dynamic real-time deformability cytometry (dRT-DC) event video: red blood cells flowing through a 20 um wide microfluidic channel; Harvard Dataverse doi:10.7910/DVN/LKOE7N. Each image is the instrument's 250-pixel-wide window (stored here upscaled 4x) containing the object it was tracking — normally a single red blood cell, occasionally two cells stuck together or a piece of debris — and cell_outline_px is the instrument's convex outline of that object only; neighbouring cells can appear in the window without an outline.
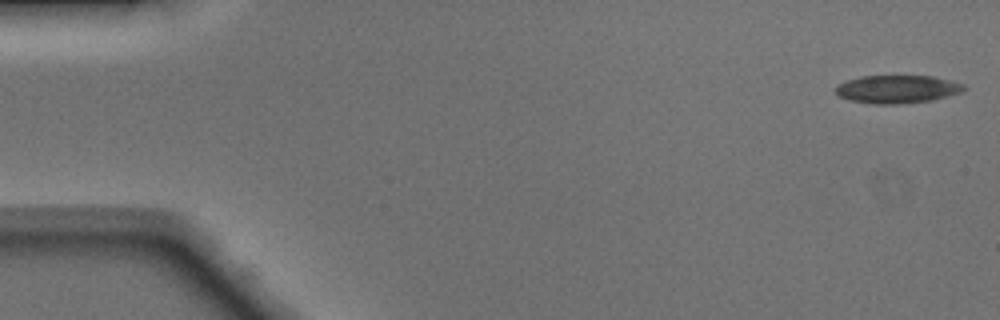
{"species": "Egyptian fruit bat (a non-hibernating species)", "species_latin": "Rousettus aegyptiacus", "temperature_condition": "warm", "stored_images_in_passage": 48, "camera_frame_rate_fps": 3000, "um_per_image_px": 0.085, "animal": {"sex": "male"}, "frame": {"image": 1, "passage_image": 1, "time_ms": 0.0, "image_size_px": [1000, 320], "cell_outline_px": [[968, 88], [960, 92], [932, 100], [900, 104], [872, 104], [848, 100], [836, 96], [836, 88], [840, 84], [848, 80], [860, 76], [932, 76], [964, 84]], "centroid_in_image_um": [76.24, 7.59], "position_along_channel_um": 8.8, "area_um2": 20.92}}
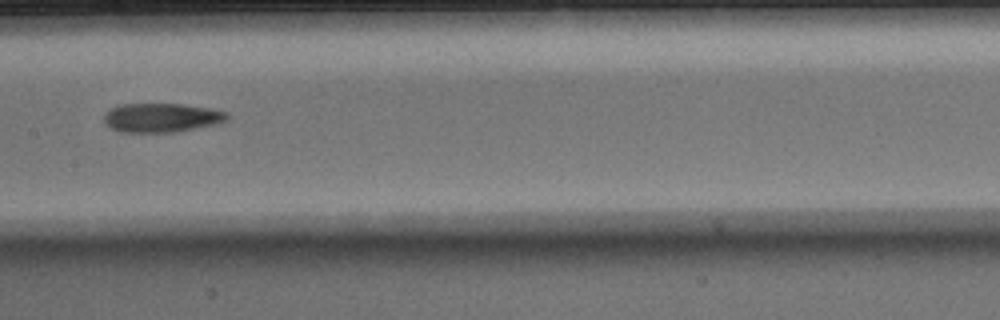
{"frame": {"image": 2, "passage_image": 24, "time_ms": 7.667, "image_size_px": [1000, 320], "cell_outline_px": [[228, 116], [224, 120], [216, 124], [176, 132], [120, 132], [112, 128], [104, 120], [104, 116], [112, 108], [120, 104], [180, 104], [208, 108], [228, 112]], "centroid_in_image_um": [13.73, 10.0], "position_along_channel_um": 193.7, "area_um2": 20.52}}
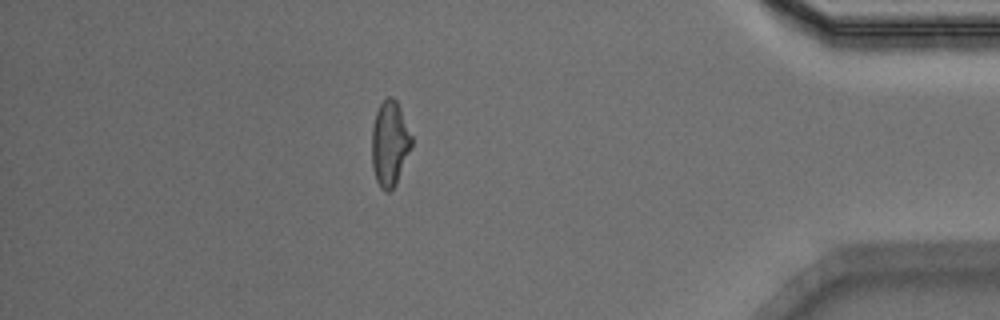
{"frame": {"image": 3, "passage_image": 42, "time_ms": 13.667, "image_size_px": [1000, 320], "cell_outline_px": [[412, 144], [396, 184], [388, 192], [384, 192], [380, 188], [376, 180], [372, 168], [372, 128], [376, 112], [380, 104], [388, 96], [392, 96], [396, 100], [400, 108], [412, 136]], "centroid_in_image_um": [33.11, 12.21], "position_along_channel_um": 402.1, "area_um2": 19.65}, "authors_computed_cell_mechanics": {"area_um2": 20.7791, "velocity_mm_per_s": 4.1452, "shape_relaxation_time_tau1_ms": 8.6015, "shape_relaxation_time_tau2_ms": null, "deformation_change_tau1": 0.2144, "deformation_change_tau2": null}}